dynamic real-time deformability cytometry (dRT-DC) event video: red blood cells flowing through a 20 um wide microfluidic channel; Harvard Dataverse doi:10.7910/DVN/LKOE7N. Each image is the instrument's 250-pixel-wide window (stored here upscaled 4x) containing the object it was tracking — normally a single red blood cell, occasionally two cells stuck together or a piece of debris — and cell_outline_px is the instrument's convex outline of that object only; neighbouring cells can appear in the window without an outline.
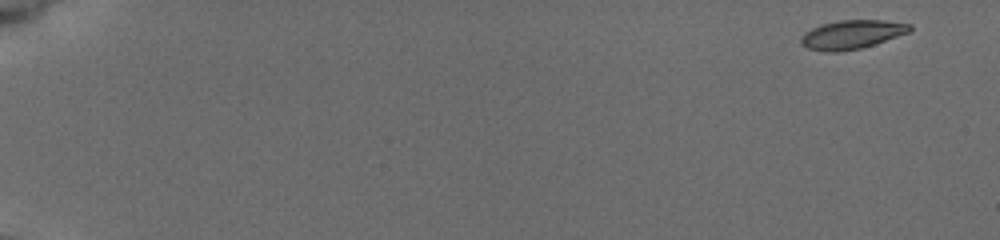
{"species": "common noctule bat (a hibernating species)", "species_latin": "Nyctalus noctula", "temperature_condition": "cold", "stored_images_in_passage": 55, "camera_frame_rate_fps": 3000, "um_per_image_px": 0.085, "animal": {"sex": "female", "body_mass_g": 19.5, "forearm_length_mm": 54.1}, "frame": {"image": 1, "passage_image": 1, "time_ms": 0.0, "image_size_px": [1000, 240], "cell_outline_px": [[912, 28], [908, 32], [860, 48], [836, 52], [828, 52], [808, 48], [800, 44], [800, 36], [804, 32], [820, 24], [840, 20], [884, 20], [912, 24]], "centroid_in_image_um": [72.35, 2.92], "position_along_channel_um": 12.7, "area_um2": 18.09}}
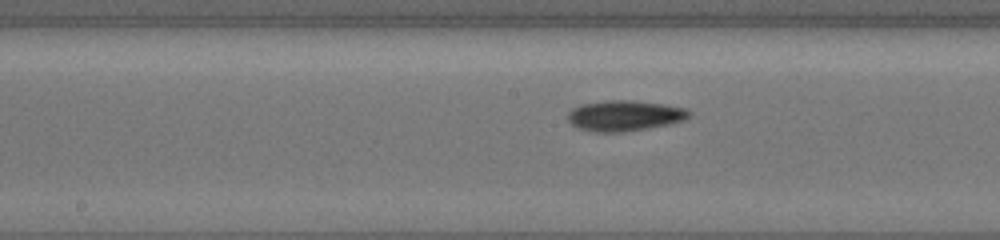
{"frame": {"image": 2, "passage_image": 30, "time_ms": 9.667, "image_size_px": [1000, 240], "cell_outline_px": [[692, 116], [684, 120], [668, 124], [624, 132], [596, 132], [580, 128], [572, 124], [568, 120], [568, 112], [572, 108], [580, 104], [608, 100], [632, 100], [664, 104], [688, 108], [692, 112]], "centroid_in_image_um": [53.12, 9.82], "position_along_channel_um": 195.1, "area_um2": 21.73}}
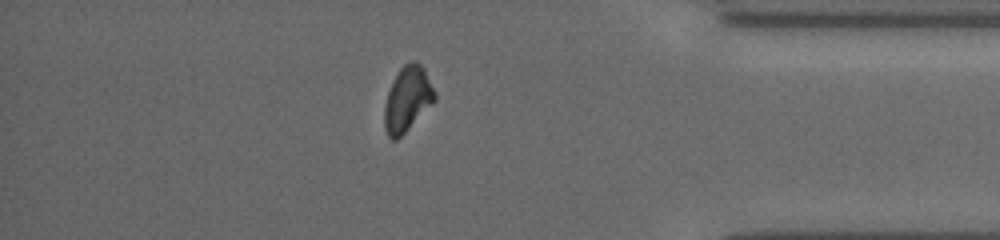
{"frame": {"image": 3, "passage_image": 48, "time_ms": 15.667, "image_size_px": [1000, 240], "cell_outline_px": [[436, 100], [396, 140], [392, 140], [388, 136], [384, 128], [384, 104], [388, 92], [400, 68], [404, 64], [412, 60], [416, 60], [424, 68], [436, 92]], "centroid_in_image_um": [34.64, 8.4], "position_along_channel_um": 400.6, "area_um2": 18.9}}